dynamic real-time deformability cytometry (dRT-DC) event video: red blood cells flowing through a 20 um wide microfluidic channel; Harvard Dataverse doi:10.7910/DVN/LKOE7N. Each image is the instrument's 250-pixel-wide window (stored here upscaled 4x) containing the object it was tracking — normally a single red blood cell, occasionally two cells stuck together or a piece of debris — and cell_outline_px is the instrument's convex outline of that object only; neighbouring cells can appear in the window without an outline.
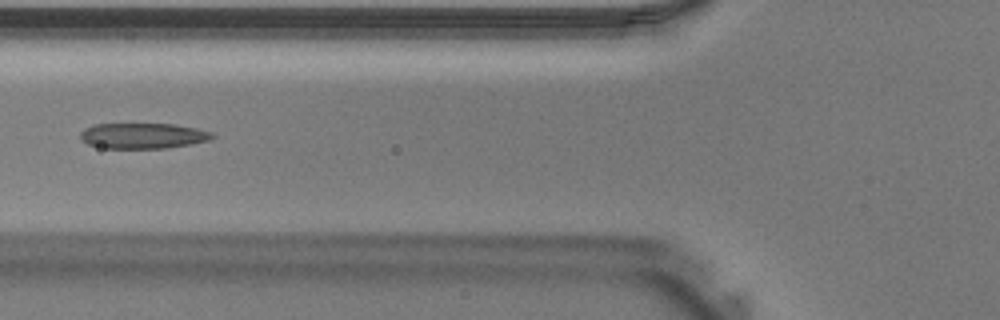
{"species": "Egyptian fruit bat (a non-hibernating species)", "species_latin": "Rousettus aegyptiacus", "temperature_condition": "warm", "stored_images_in_passage": 28, "camera_frame_rate_fps": 3000, "um_per_image_px": 0.085, "animal": {"sex": "male"}, "frame": {"image": 1, "passage_image": 5, "time_ms": 1.333, "image_size_px": [1000, 320], "cell_outline_px": [[216, 136], [212, 140], [192, 144], [168, 148], [104, 148], [88, 144], [80, 140], [80, 132], [84, 128], [92, 124], [176, 124], [196, 128], [212, 132]], "centroid_in_image_um": [12.17, 11.54], "position_along_channel_um": 113.6, "area_um2": 19.94}}
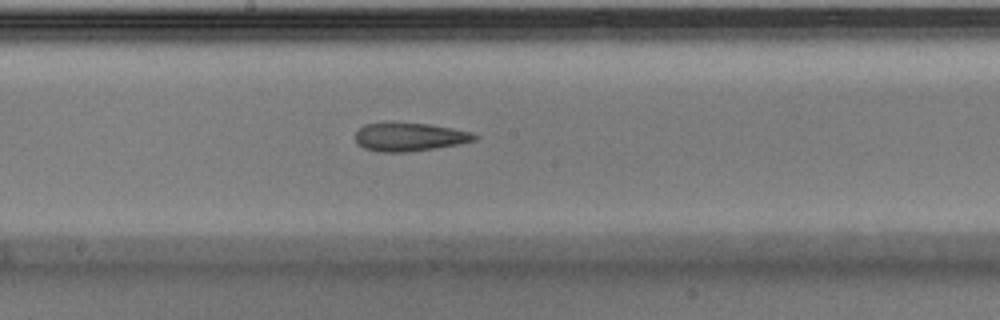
{"frame": {"image": 2, "passage_image": 11, "time_ms": 3.333, "image_size_px": [1000, 320], "cell_outline_px": [[480, 136], [476, 140], [460, 144], [436, 148], [404, 152], [376, 152], [364, 148], [356, 144], [356, 132], [364, 124], [428, 124], [452, 128], [472, 132]], "centroid_in_image_um": [34.84, 11.67], "position_along_channel_um": 213.4, "area_um2": 19.48}}
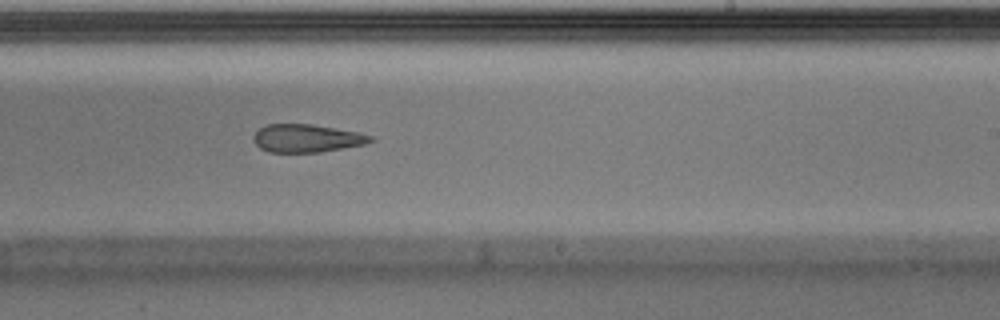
{"frame": {"image": 3, "passage_image": 14, "time_ms": 4.333, "image_size_px": [1000, 320], "cell_outline_px": [[376, 140], [368, 144], [320, 152], [268, 152], [260, 148], [252, 140], [252, 136], [260, 128], [268, 124], [312, 124], [360, 132], [372, 136]], "centroid_in_image_um": [26.11, 11.75], "position_along_channel_um": 262.9, "area_um2": 19.31}}